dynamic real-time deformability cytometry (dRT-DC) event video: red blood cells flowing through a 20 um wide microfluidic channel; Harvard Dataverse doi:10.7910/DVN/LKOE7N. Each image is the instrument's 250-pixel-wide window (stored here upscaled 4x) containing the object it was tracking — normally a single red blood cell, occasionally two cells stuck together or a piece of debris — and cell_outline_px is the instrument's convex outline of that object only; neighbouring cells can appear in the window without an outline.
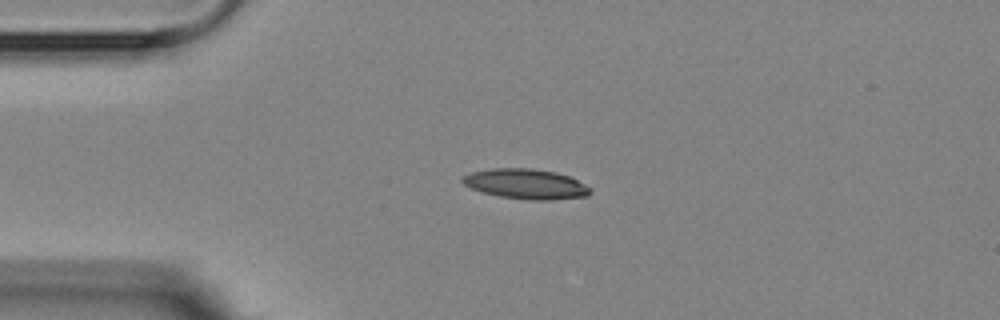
{"species": "Egyptian fruit bat (a non-hibernating species)", "species_latin": "Rousettus aegyptiacus", "temperature_condition": "room temperature", "stored_images_in_passage": 1, "camera_frame_rate_fps": 3000, "um_per_image_px": 0.085, "animal": {"sex": "female"}, "frame": {"image": 1, "passage_image": 1, "time_ms": 0.0, "image_size_px": [1000, 320], "cell_outline_px": [[592, 192], [588, 196], [552, 200], [532, 200], [500, 196], [480, 192], [464, 184], [460, 180], [464, 176], [472, 172], [492, 168], [532, 168], [556, 172], [568, 176], [592, 188]], "centroid_in_image_um": [44.72, 15.64], "position_along_channel_um": 40.3, "area_um2": 22.37}}